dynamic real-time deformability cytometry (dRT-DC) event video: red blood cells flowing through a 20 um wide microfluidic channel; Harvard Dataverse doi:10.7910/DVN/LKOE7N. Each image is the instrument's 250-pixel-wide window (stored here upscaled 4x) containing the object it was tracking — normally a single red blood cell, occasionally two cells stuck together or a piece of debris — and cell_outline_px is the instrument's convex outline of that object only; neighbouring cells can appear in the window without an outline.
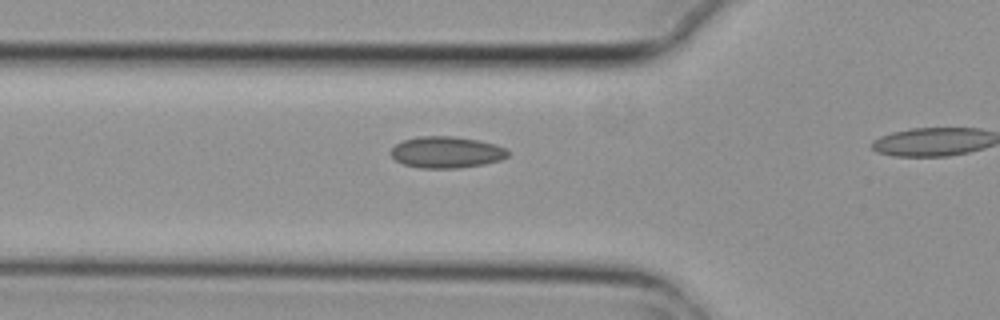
{"species": "common noctule bat (a hibernating species)", "species_latin": "Nyctalus noctula", "temperature_condition": "cold", "stored_images_in_passage": 4, "segment_of_instrument_passage": [1, 2], "camera_frame_rate_fps": 3000, "um_per_image_px": 0.085, "animal": {"sex": "female", "body_mass_g": 29.2, "forearm_length_mm": 56.3}, "frame": {"image": 1, "passage_image": 3, "time_ms": 0.667, "image_size_px": [1000, 320], "cell_outline_px": [[508, 156], [500, 160], [484, 164], [460, 168], [420, 168], [404, 164], [396, 160], [388, 152], [396, 144], [404, 140], [420, 136], [456, 136], [496, 144], [504, 148], [508, 152]], "centroid_in_image_um": [37.93, 12.94], "position_along_channel_um": 87.9, "area_um2": 21.44}}